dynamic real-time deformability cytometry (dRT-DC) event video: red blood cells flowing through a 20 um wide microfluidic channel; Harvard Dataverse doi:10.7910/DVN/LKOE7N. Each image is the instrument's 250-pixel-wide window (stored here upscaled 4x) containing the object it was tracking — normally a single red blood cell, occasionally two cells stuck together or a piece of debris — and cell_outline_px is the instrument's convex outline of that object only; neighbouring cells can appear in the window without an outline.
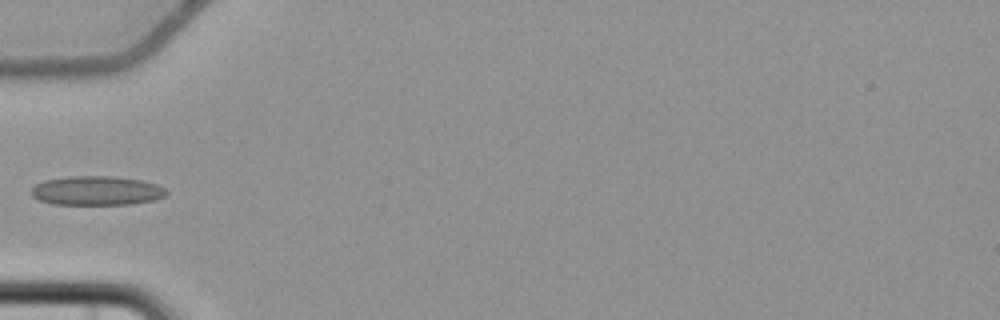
{"species": "common noctule bat (a hibernating species)", "species_latin": "Nyctalus noctula", "temperature_condition": "cold", "stored_images_in_passage": 5, "camera_frame_rate_fps": 3000, "um_per_image_px": 0.085, "animal": {"sex": "female", "body_mass_g": 22.7, "forearm_length_mm": 54.2}, "frame": {"image": 1, "passage_image": 5, "time_ms": 5.0, "image_size_px": [1000, 320], "cell_outline_px": [[168, 192], [164, 196], [152, 200], [128, 204], [52, 204], [40, 200], [32, 196], [32, 188], [36, 184], [44, 180], [68, 176], [112, 176], [140, 180], [156, 184], [164, 188]], "centroid_in_image_um": [8.19, 16.2], "position_along_channel_um": 76.8, "area_um2": 22.77}}